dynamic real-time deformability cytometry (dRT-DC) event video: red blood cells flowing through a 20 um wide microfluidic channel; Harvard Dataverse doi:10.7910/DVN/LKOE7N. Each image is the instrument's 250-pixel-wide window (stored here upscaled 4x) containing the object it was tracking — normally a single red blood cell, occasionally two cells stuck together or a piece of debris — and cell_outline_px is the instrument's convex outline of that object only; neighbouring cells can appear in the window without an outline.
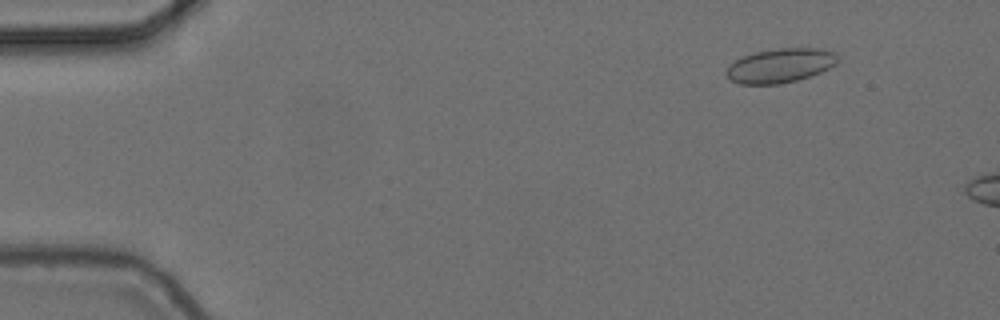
{"species": "common noctule bat (a hibernating species)", "species_latin": "Nyctalus noctula", "temperature_condition": "cold", "stored_images_in_passage": 6, "camera_frame_rate_fps": 3000, "um_per_image_px": 0.085, "animal": {"sex": "female", "body_mass_g": 24.6, "forearm_length_mm": 56.2}, "frame": {"image": 1, "passage_image": 2, "time_ms": 0.333, "image_size_px": [1000, 320], "cell_outline_px": [[836, 64], [820, 72], [796, 80], [780, 84], [740, 84], [732, 80], [724, 72], [728, 64], [744, 56], [756, 52], [776, 48], [820, 48], [836, 52]], "centroid_in_image_um": [66.29, 5.56], "position_along_channel_um": 18.7, "area_um2": 22.08}}